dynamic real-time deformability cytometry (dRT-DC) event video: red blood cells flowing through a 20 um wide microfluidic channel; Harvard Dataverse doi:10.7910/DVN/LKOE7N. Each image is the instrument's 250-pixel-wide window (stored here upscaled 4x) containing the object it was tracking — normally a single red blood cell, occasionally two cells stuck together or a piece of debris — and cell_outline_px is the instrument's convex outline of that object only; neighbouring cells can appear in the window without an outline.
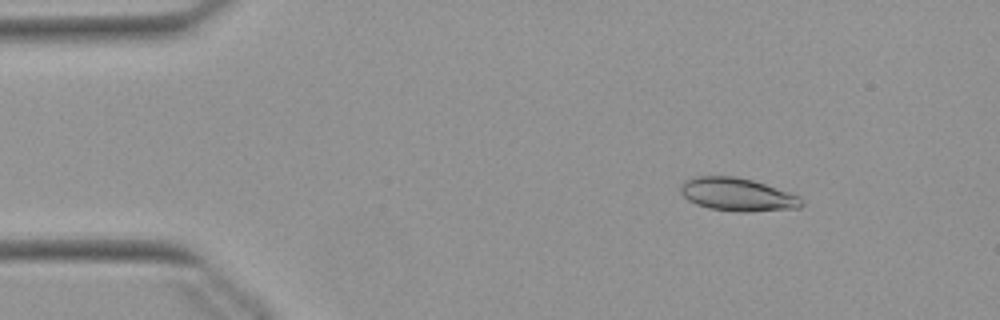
{"species": "Egyptian fruit bat (a non-hibernating species)", "species_latin": "Rousettus aegyptiacus", "temperature_condition": "warm", "stored_images_in_passage": 53, "segment_of_instrument_passage": [1, 2], "camera_frame_rate_fps": 3000, "um_per_image_px": 0.085, "animal": {"sex": "female"}, "frame": {"image": 1, "passage_image": 7, "time_ms": 2.0, "image_size_px": [1000, 320], "cell_outline_px": [[804, 204], [800, 208], [748, 212], [740, 212], [708, 208], [696, 204], [688, 200], [680, 192], [680, 184], [684, 180], [696, 176], [736, 176], [752, 180], [800, 196], [804, 200]], "centroid_in_image_um": [62.67, 16.54], "position_along_channel_um": 22.3, "area_um2": 23.47}}
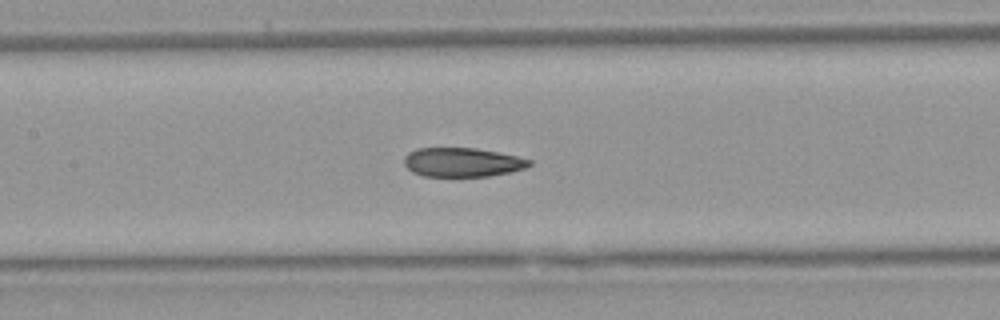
{"frame": {"image": 2, "passage_image": 24, "time_ms": 7.667, "image_size_px": [1000, 320], "cell_outline_px": [[532, 164], [524, 168], [512, 172], [488, 176], [424, 176], [412, 172], [404, 164], [404, 156], [408, 152], [416, 148], [476, 148], [516, 156], [532, 160]], "centroid_in_image_um": [39.28, 13.79], "position_along_channel_um": 168.1, "area_um2": 21.21}}
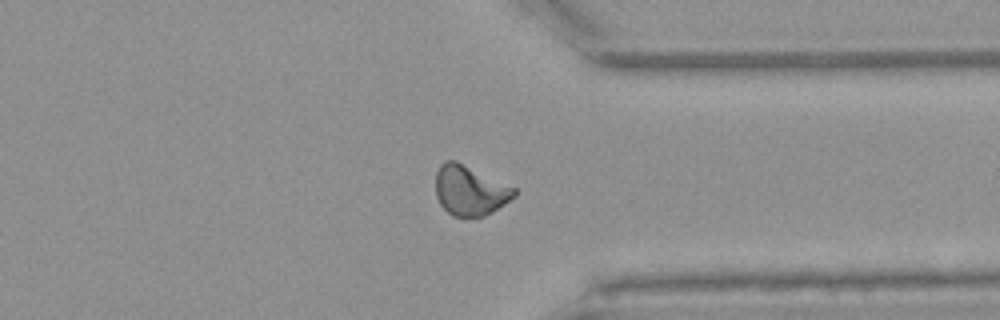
{"frame": {"image": 3, "passage_image": 40, "time_ms": 13.0, "image_size_px": [1000, 320], "cell_outline_px": [[516, 196], [492, 212], [484, 216], [452, 216], [440, 204], [436, 196], [436, 172], [440, 164], [444, 160], [456, 160], [516, 188]], "centroid_in_image_um": [39.93, 16.17], "position_along_channel_um": 371.5, "area_um2": 22.83}}